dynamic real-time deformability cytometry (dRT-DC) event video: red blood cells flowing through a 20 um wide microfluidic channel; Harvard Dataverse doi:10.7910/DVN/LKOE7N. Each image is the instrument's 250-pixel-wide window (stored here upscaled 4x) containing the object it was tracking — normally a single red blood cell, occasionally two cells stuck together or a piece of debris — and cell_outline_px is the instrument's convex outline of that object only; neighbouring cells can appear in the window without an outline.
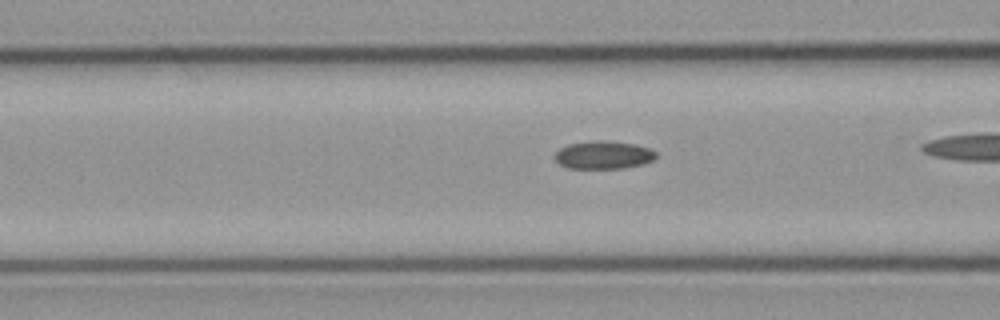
{"species": "common noctule bat (a hibernating species)", "species_latin": "Nyctalus noctula", "temperature_condition": "cold", "stored_images_in_passage": 30, "camera_frame_rate_fps": 3000, "um_per_image_px": 0.085, "animal": {"sex": "male", "body_mass_g": 23.1, "forearm_length_mm": 52.7}, "frame": {"image": 1, "passage_image": 9, "time_ms": 2.667, "image_size_px": [1000, 320], "cell_outline_px": [[656, 156], [652, 160], [644, 164], [624, 168], [568, 168], [560, 164], [552, 156], [560, 148], [568, 144], [592, 140], [600, 140], [632, 144], [648, 148], [656, 152]], "centroid_in_image_um": [51.26, 13.17], "position_along_channel_um": 115.3, "area_um2": 16.42}}
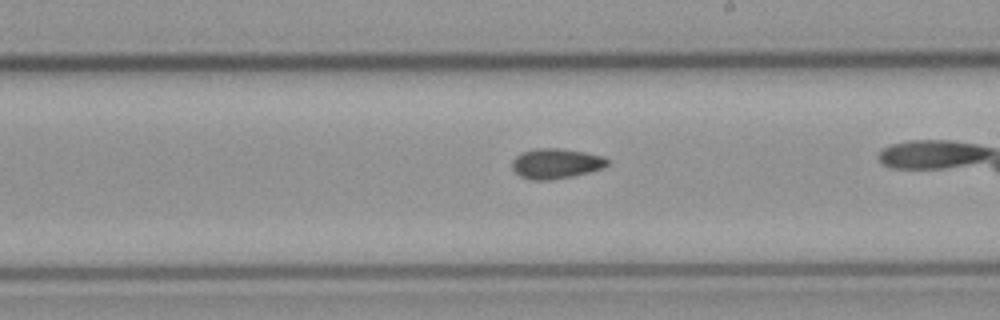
{"frame": {"image": 2, "passage_image": 19, "time_ms": 6.0, "image_size_px": [1000, 320], "cell_outline_px": [[608, 164], [604, 168], [572, 176], [552, 180], [532, 180], [520, 176], [512, 168], [512, 160], [520, 152], [532, 148], [556, 148], [584, 152], [604, 156], [608, 160]], "centroid_in_image_um": [47.23, 13.89], "position_along_channel_um": 241.8, "area_um2": 16.82}}
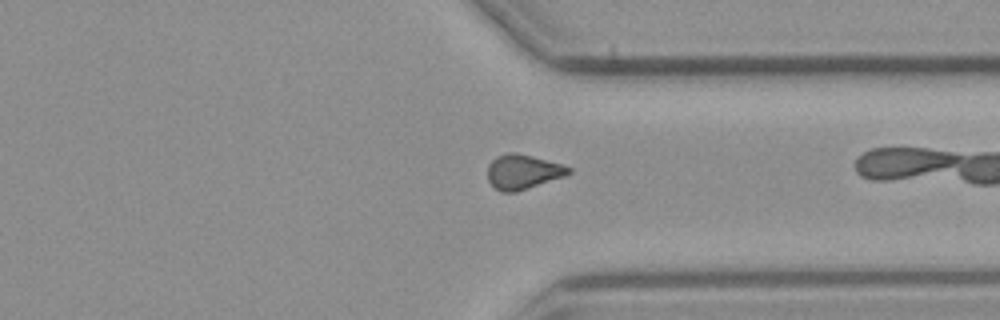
{"frame": {"image": 3, "passage_image": 29, "time_ms": 9.333, "image_size_px": [1000, 320], "cell_outline_px": [[572, 172], [564, 176], [516, 192], [500, 192], [488, 180], [488, 164], [496, 156], [508, 152], [516, 152], [532, 156], [560, 164], [572, 168]], "centroid_in_image_um": [44.42, 14.6], "position_along_channel_um": 367.0, "area_um2": 16.24}}